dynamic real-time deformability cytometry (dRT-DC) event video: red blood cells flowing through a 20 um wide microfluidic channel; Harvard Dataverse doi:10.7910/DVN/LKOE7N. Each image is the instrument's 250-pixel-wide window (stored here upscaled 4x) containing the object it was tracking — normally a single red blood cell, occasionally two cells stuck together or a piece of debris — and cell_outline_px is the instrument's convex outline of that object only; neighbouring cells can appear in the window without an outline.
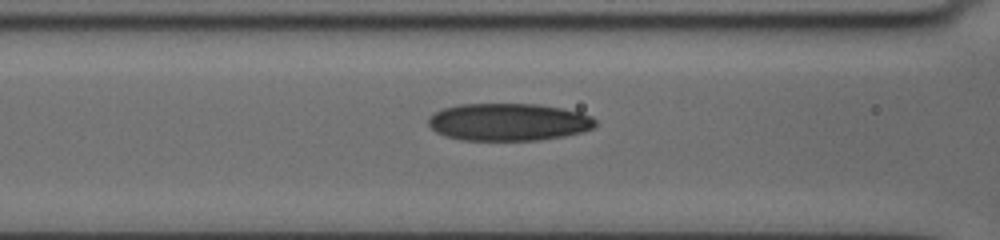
{"species": "human", "species_latin": "Homo sapiens", "temperature_condition": "cold", "stored_images_in_passage": 43, "camera_frame_rate_fps": 3000, "um_per_image_px": 0.085, "donor": {"sex": "female"}, "frame": {"image": 1, "passage_image": 17, "time_ms": 7.667, "image_size_px": [1000, 240], "cell_outline_px": [[596, 124], [592, 128], [580, 132], [564, 136], [540, 140], [464, 140], [444, 136], [436, 132], [428, 124], [428, 116], [432, 112], [444, 108], [460, 104], [536, 104], [564, 108], [580, 112], [592, 116], [596, 120]], "centroid_in_image_um": [43.2, 10.37], "position_along_channel_um": 123.4, "area_um2": 36.65}}
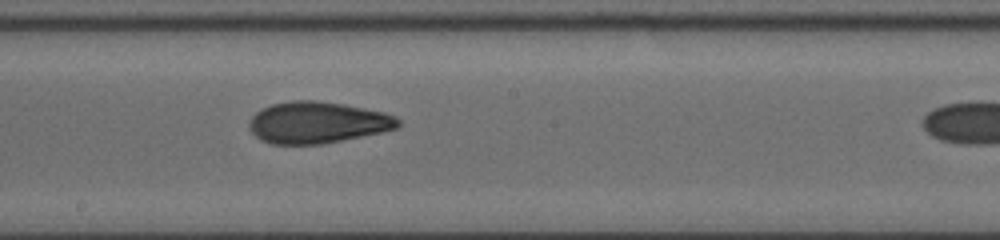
{"frame": {"image": 2, "passage_image": 25, "time_ms": 10.333, "image_size_px": [1000, 240], "cell_outline_px": [[400, 124], [396, 128], [380, 132], [320, 144], [272, 144], [260, 140], [248, 128], [248, 120], [256, 112], [272, 104], [292, 100], [316, 100], [344, 104], [384, 112], [396, 116], [400, 120]], "centroid_in_image_um": [26.95, 10.4], "position_along_channel_um": 221.3, "area_um2": 35.95}}
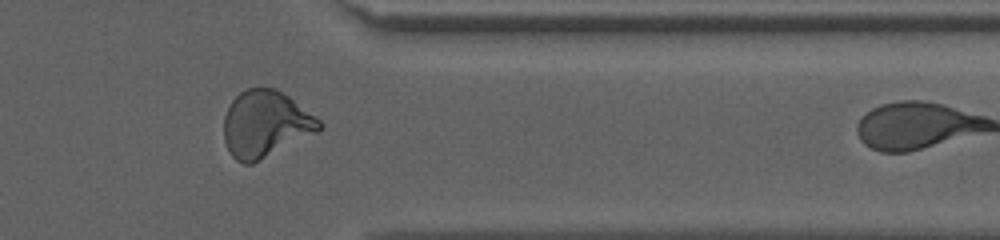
{"frame": {"image": 3, "passage_image": 40, "time_ms": 15.0, "image_size_px": [1000, 240], "cell_outline_px": [[324, 128], [320, 132], [252, 164], [244, 164], [236, 160], [232, 156], [224, 140], [224, 116], [232, 100], [240, 92], [248, 88], [276, 88], [288, 96], [320, 120], [324, 124]], "centroid_in_image_um": [22.59, 10.56], "position_along_channel_um": 388.8, "area_um2": 37.17}}